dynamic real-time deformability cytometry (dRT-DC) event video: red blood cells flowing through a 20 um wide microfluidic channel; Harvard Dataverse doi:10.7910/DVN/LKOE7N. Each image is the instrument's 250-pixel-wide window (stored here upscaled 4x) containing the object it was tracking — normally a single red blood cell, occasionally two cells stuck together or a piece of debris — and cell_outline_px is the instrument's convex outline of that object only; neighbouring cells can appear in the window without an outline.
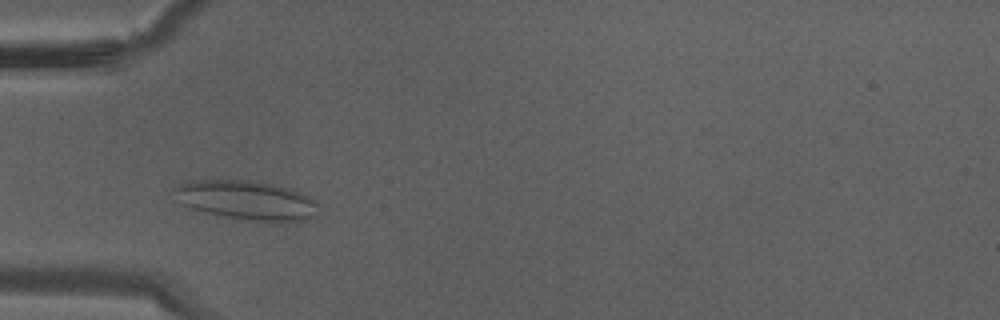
{"species": "Egyptian fruit bat (a non-hibernating species)", "species_latin": "Rousettus aegyptiacus", "temperature_condition": "warm", "stored_images_in_passage": 29, "camera_frame_rate_fps": 3000, "um_per_image_px": 0.085, "animal": {"sex": "male"}, "frame": {"image": 1, "passage_image": 5, "time_ms": 1.333, "image_size_px": [1000, 320], "cell_outline_px": [[320, 204], [316, 216], [304, 220], [284, 224], [244, 220], [220, 216], [204, 212], [180, 204], [172, 188], [188, 180], [256, 180], [280, 184], [300, 192], [316, 200]], "centroid_in_image_um": [21.03, 17.03], "position_along_channel_um": 64.0, "area_um2": 34.22}}
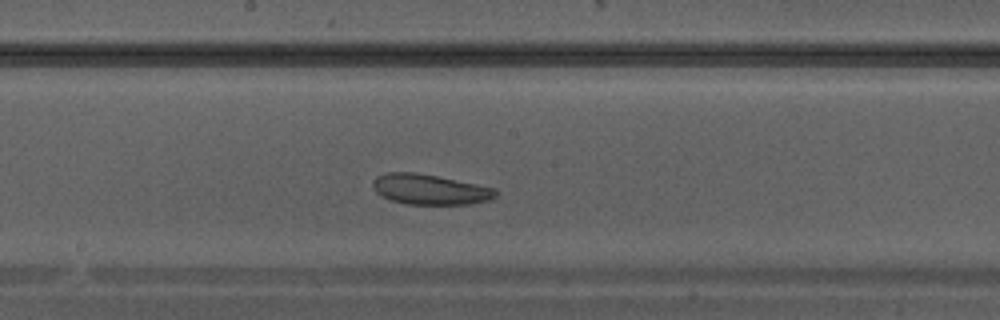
{"frame": {"image": 2, "passage_image": 13, "time_ms": 4.0, "image_size_px": [1000, 320], "cell_outline_px": [[500, 192], [496, 196], [488, 200], [472, 204], [404, 204], [380, 196], [376, 192], [372, 184], [376, 176], [384, 172], [412, 172], [436, 176], [496, 188]], "centroid_in_image_um": [36.54, 16.1], "position_along_channel_um": 211.7, "area_um2": 21.73}}